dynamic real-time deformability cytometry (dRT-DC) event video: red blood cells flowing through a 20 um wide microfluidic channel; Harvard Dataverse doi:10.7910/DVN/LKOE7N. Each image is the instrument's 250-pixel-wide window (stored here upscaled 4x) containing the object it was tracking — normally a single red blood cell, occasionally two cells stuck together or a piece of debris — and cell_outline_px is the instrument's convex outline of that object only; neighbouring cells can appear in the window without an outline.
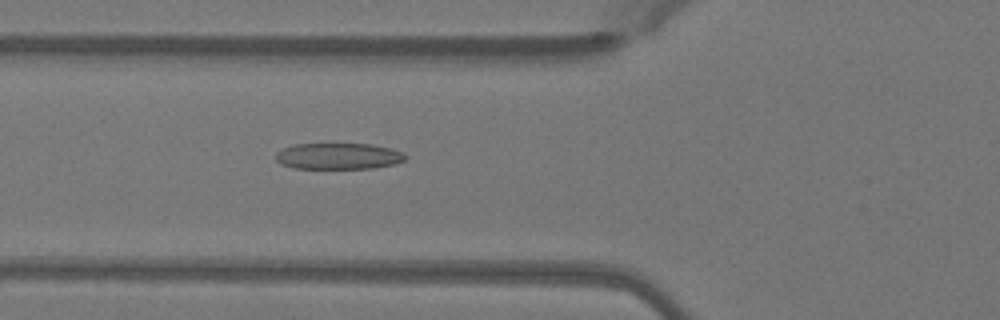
{"species": "Egyptian fruit bat (a non-hibernating species)", "species_latin": "Rousettus aegyptiacus", "temperature_condition": "warm", "stored_images_in_passage": 50, "camera_frame_rate_fps": 3000, "um_per_image_px": 0.085, "animal": {"sex": "female"}, "frame": {"image": 1, "passage_image": 19, "time_ms": 6.0, "image_size_px": [1000, 320], "cell_outline_px": [[408, 156], [404, 160], [396, 164], [376, 168], [292, 168], [280, 164], [276, 160], [276, 152], [284, 148], [296, 144], [372, 144], [392, 148], [404, 152]], "centroid_in_image_um": [28.81, 13.27], "position_along_channel_um": 97.0, "area_um2": 20.0}}
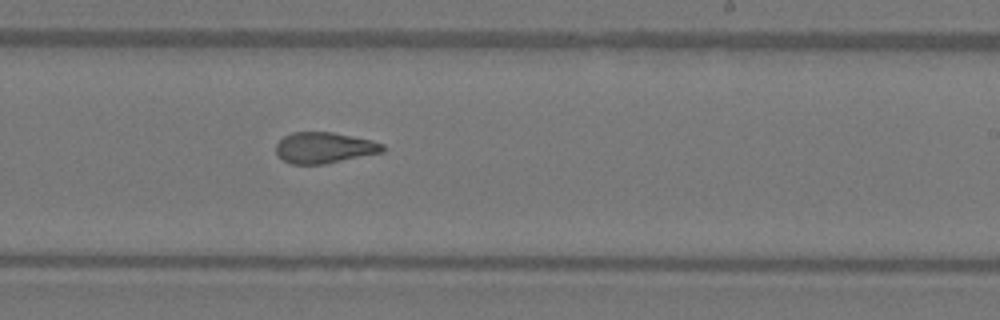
{"frame": {"image": 2, "passage_image": 31, "time_ms": 10.0, "image_size_px": [1000, 320], "cell_outline_px": [[384, 152], [324, 164], [292, 164], [276, 156], [276, 144], [284, 136], [292, 132], [332, 132], [372, 140], [384, 144]], "centroid_in_image_um": [27.55, 12.56], "position_along_channel_um": 261.4, "area_um2": 19.31}}
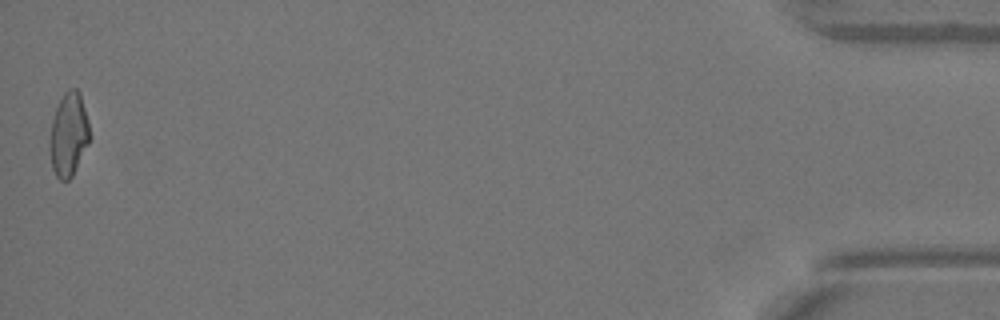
{"frame": {"image": 3, "passage_image": 50, "time_ms": 16.333, "image_size_px": [1000, 320], "cell_outline_px": [[92, 136], [72, 176], [68, 180], [60, 180], [56, 176], [52, 168], [48, 144], [48, 140], [52, 120], [56, 108], [64, 92], [68, 88], [76, 88], [80, 92], [88, 120]], "centroid_in_image_um": [5.83, 11.42], "position_along_channel_um": 429.4, "area_um2": 19.77}, "authors_computed_cell_mechanics": {"area_um2": 20.2011, "velocity_mm_per_s": 4.0975, "shape_relaxation_time_tau1_ms": 8.2765, "shape_relaxation_time_tau2_ms": 1.5667, "deformation_change_tau1": 0.2484, "deformation_change_tau2": 0.0879}}